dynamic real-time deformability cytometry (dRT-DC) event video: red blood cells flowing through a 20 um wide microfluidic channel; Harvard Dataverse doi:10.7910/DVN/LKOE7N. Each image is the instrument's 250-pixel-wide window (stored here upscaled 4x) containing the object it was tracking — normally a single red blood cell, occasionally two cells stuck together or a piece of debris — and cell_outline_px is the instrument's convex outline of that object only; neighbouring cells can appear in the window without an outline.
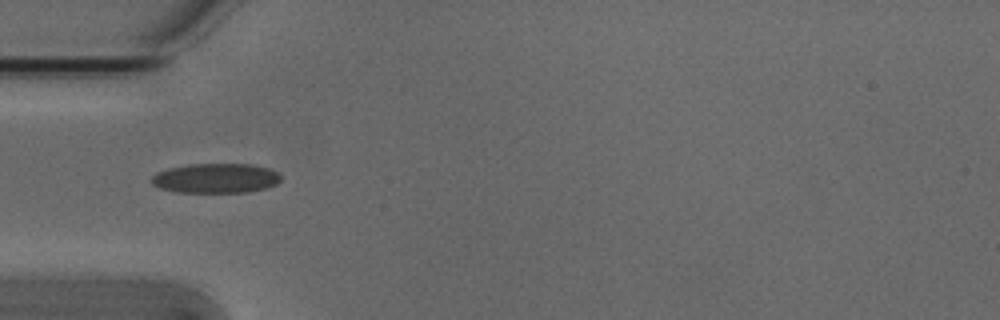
{"species": "Egyptian fruit bat (a non-hibernating species)", "species_latin": "Rousettus aegyptiacus", "temperature_condition": "cold", "stored_images_in_passage": 26, "camera_frame_rate_fps": 3000, "um_per_image_px": 0.085, "animal": {"sex": "male"}, "frame": {"image": 1, "passage_image": 1, "time_ms": 0.0, "image_size_px": [1000, 320], "cell_outline_px": [[280, 180], [276, 184], [268, 188], [248, 192], [172, 192], [160, 188], [152, 184], [152, 176], [156, 172], [168, 168], [188, 164], [252, 164], [268, 168], [276, 172], [280, 176]], "centroid_in_image_um": [18.32, 15.15], "position_along_channel_um": 66.7, "area_um2": 22.48}}
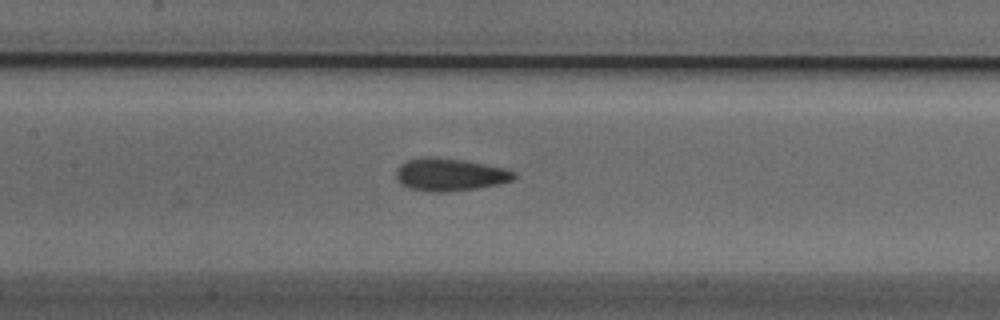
{"frame": {"image": 2, "passage_image": 9, "time_ms": 2.667, "image_size_px": [1000, 320], "cell_outline_px": [[516, 176], [512, 180], [496, 184], [476, 188], [448, 192], [432, 192], [408, 188], [400, 184], [396, 180], [396, 168], [404, 160], [424, 156], [432, 156], [464, 160], [504, 168], [516, 172]], "centroid_in_image_um": [38.16, 14.83], "position_along_channel_um": 169.2, "area_um2": 22.66}}
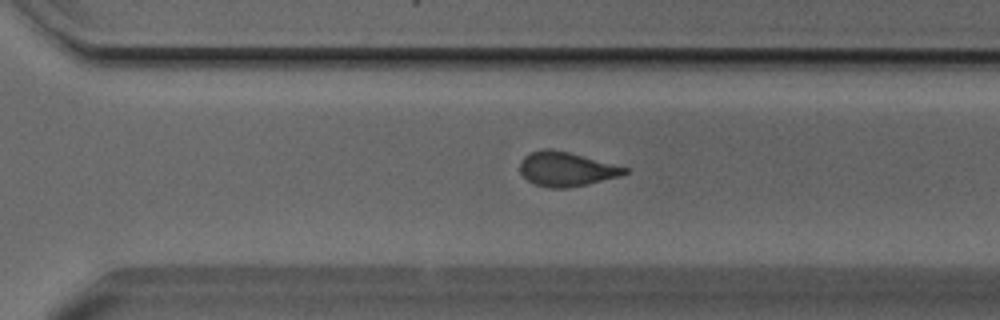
{"frame": {"image": 3, "passage_image": 21, "time_ms": 6.667, "image_size_px": [1000, 320], "cell_outline_px": [[628, 172], [620, 176], [588, 184], [564, 188], [548, 188], [532, 184], [520, 172], [520, 160], [524, 156], [532, 152], [544, 148], [552, 148], [568, 152], [628, 168]], "centroid_in_image_um": [48.09, 14.37], "position_along_channel_um": 322.5, "area_um2": 20.87}, "authors_computed_cell_mechanics": {"area_um2": 21.6172, "velocity_mm_per_s": 3.8513, "shape_relaxation_time_tau1_ms": null, "shape_relaxation_time_tau2_ms": 1.7882, "deformation_change_tau1": null, "deformation_change_tau2": 0.0799}}